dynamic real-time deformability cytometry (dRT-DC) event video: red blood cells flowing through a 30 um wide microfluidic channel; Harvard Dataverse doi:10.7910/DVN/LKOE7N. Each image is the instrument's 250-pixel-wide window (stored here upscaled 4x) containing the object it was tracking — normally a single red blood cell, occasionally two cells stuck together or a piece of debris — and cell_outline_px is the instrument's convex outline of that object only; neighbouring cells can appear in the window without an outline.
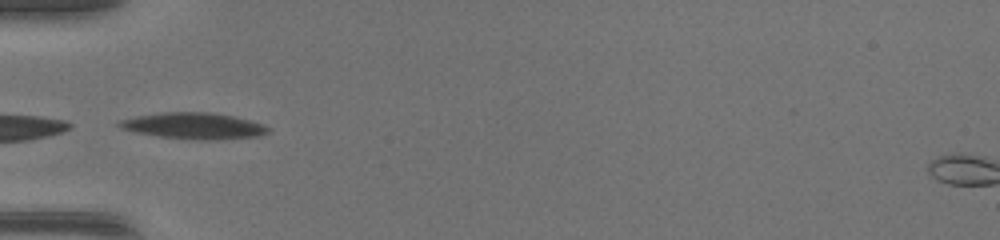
{"species": "common noctule bat (a hibernating species)", "species_latin": "Nyctalus noctula", "temperature_condition": "warm", "stored_images_in_passage": 33, "camera_frame_rate_fps": 3000, "um_per_image_px": 0.085, "animal": {"sex": "female", "body_mass_g": 17.0, "forearm_length_mm": 48.0}, "frame": {"image": 1, "passage_image": 1, "time_ms": 0.0, "image_size_px": [1000, 240], "cell_outline_px": [[268, 132], [260, 136], [212, 140], [200, 140], [160, 136], [136, 132], [120, 128], [116, 124], [120, 120], [136, 116], [164, 112], [208, 112], [232, 116], [264, 124], [268, 128]], "centroid_in_image_um": [16.46, 10.69], "position_along_channel_um": 68.5, "area_um2": 22.54}}
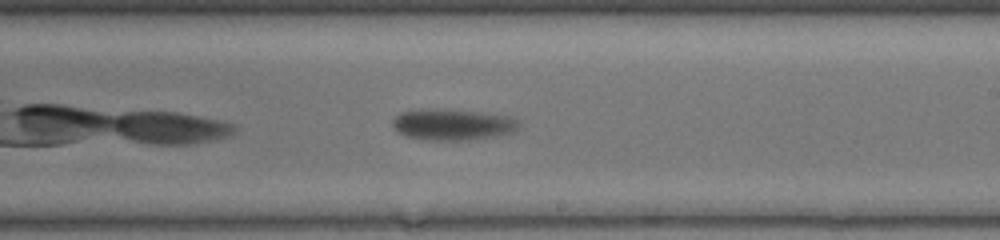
{"frame": {"image": 2, "passage_image": 14, "time_ms": 4.333, "image_size_px": [1000, 240], "cell_outline_px": [[520, 128], [516, 132], [496, 136], [468, 140], [424, 140], [404, 136], [392, 124], [392, 120], [400, 112], [480, 112], [508, 116], [516, 120], [520, 124]], "centroid_in_image_um": [38.56, 10.66], "position_along_channel_um": 250.4, "area_um2": 21.91}}
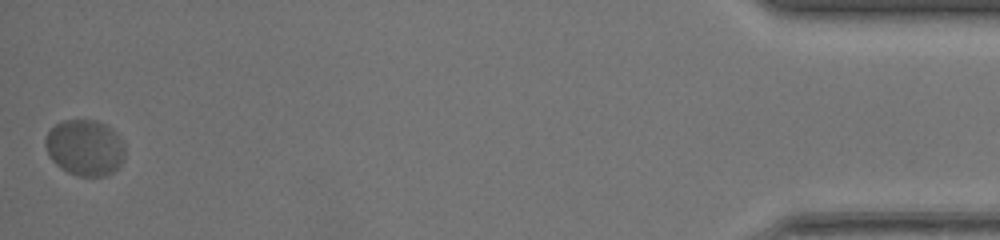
{"frame": {"image": 3, "passage_image": 33, "time_ms": 10.667, "image_size_px": [1000, 240], "cell_outline_px": [[124, 160], [112, 172], [104, 176], [76, 176], [60, 168], [48, 156], [44, 144], [44, 140], [48, 132], [56, 124], [64, 120], [92, 120], [104, 124], [112, 128], [116, 132], [124, 144]], "centroid_in_image_um": [7.2, 12.55], "position_along_channel_um": 428.0, "area_um2": 26.07}}